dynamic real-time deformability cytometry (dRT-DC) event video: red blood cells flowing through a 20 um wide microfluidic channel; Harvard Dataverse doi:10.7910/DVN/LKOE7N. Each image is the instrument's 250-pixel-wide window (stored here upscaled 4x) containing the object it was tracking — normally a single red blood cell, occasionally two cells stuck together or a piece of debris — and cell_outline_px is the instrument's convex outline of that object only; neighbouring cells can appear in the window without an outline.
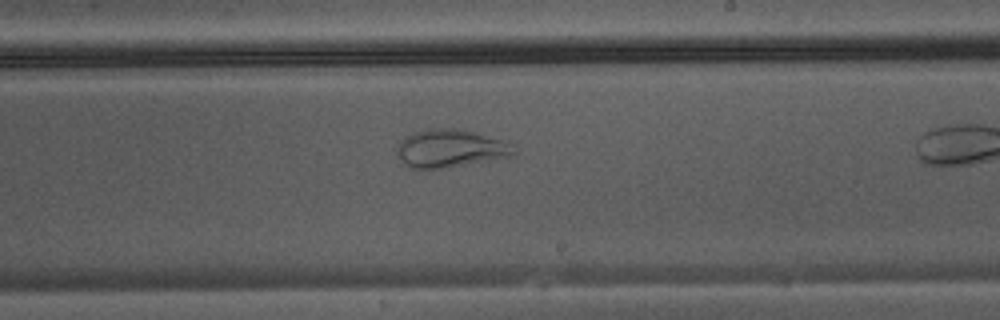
{"species": "Egyptian fruit bat (a non-hibernating species)", "species_latin": "Rousettus aegyptiacus", "temperature_condition": "warm", "stored_images_in_passage": 28, "camera_frame_rate_fps": 3000, "um_per_image_px": 0.085, "animal": {"sex": "male"}, "frame": {"image": 1, "passage_image": 13, "time_ms": 4.0, "image_size_px": [1000, 320], "cell_outline_px": [[516, 156], [448, 168], [408, 168], [396, 156], [396, 148], [408, 136], [416, 132], [428, 128], [460, 128], [504, 140], [512, 144], [516, 152]], "centroid_in_image_um": [38.33, 12.63], "position_along_channel_um": 250.7, "area_um2": 26.18}}